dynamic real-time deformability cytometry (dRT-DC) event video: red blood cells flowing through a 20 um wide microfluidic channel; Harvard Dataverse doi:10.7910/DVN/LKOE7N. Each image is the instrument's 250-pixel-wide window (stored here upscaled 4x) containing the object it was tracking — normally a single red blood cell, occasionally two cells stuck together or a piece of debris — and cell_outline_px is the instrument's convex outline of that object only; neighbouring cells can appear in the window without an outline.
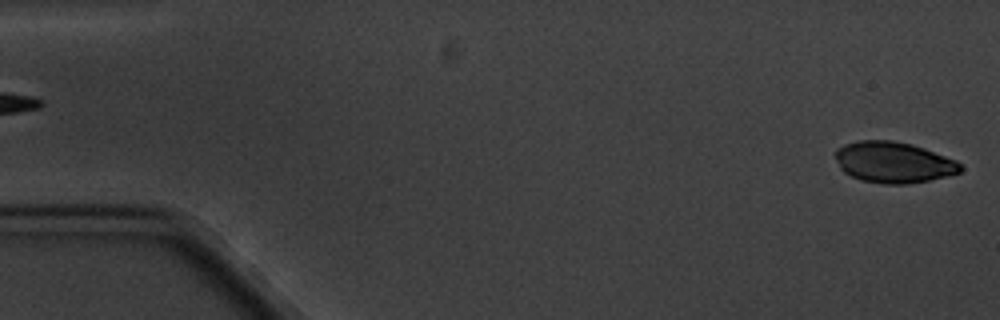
{"species": "common noctule bat (a hibernating species)", "species_latin": "Nyctalus noctula", "temperature_condition": "cold", "stored_images_in_passage": 6, "segment_of_instrument_passage": [2, 2], "camera_frame_rate_fps": 3000, "um_per_image_px": 0.085, "animal": {"sex": "male", "body_mass_g": 20.1, "forearm_length_mm": 53.5}, "frame": {"image": 1, "passage_image": 6, "time_ms": 5.667, "image_size_px": [1000, 320], "cell_outline_px": [[964, 168], [960, 172], [948, 176], [908, 184], [884, 184], [860, 180], [844, 172], [840, 168], [836, 160], [836, 148], [844, 144], [860, 140], [892, 140], [912, 144], [924, 148], [956, 160]], "centroid_in_image_um": [75.95, 13.79], "position_along_channel_um": 9.1, "area_um2": 30.0}}